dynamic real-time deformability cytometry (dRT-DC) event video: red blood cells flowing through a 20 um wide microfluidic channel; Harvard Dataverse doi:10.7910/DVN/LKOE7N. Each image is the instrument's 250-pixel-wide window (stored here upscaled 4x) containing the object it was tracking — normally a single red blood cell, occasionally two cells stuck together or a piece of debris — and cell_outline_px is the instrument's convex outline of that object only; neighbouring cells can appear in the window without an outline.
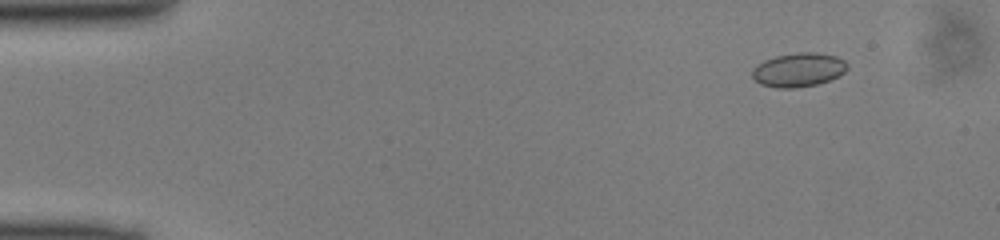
{"species": "common noctule bat (a hibernating species)", "species_latin": "Nyctalus noctula", "temperature_condition": "cold", "stored_images_in_passage": 46, "camera_frame_rate_fps": 3000, "um_per_image_px": 0.085, "animal": {"sex": "male", "body_mass_g": 13.0, "forearm_length_mm": 53.1}, "frame": {"image": 1, "passage_image": 2, "time_ms": 0.333, "image_size_px": [1000, 240], "cell_outline_px": [[848, 68], [844, 72], [828, 80], [816, 84], [796, 88], [776, 88], [760, 84], [752, 76], [752, 68], [764, 60], [776, 56], [796, 52], [816, 52], [836, 56], [844, 60], [848, 64]], "centroid_in_image_um": [67.86, 5.93], "position_along_channel_um": 17.1, "area_um2": 18.79}}
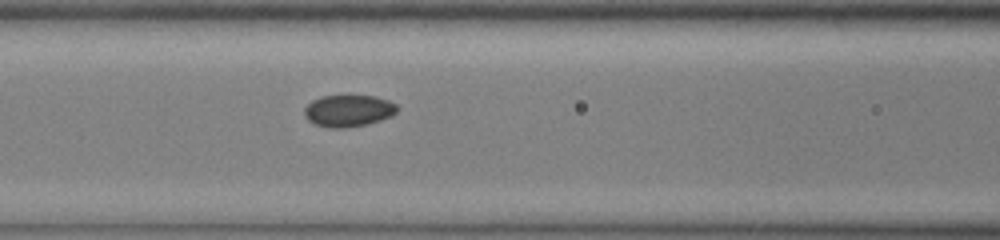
{"frame": {"image": 2, "passage_image": 18, "time_ms": 5.667, "image_size_px": [1000, 240], "cell_outline_px": [[396, 112], [392, 116], [368, 124], [344, 128], [332, 128], [316, 124], [308, 120], [304, 116], [304, 108], [312, 100], [320, 96], [376, 96], [388, 100], [396, 104]], "centroid_in_image_um": [29.6, 9.41], "position_along_channel_um": 137.0, "area_um2": 17.17}}
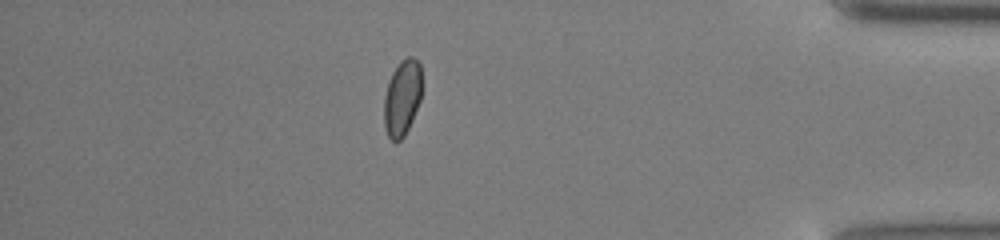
{"frame": {"image": 3, "passage_image": 40, "time_ms": 13.0, "image_size_px": [1000, 240], "cell_outline_px": [[420, 100], [412, 120], [404, 136], [400, 140], [392, 140], [388, 136], [384, 128], [384, 96], [392, 72], [400, 60], [408, 56], [412, 56], [420, 64]], "centroid_in_image_um": [34.16, 8.31], "position_along_channel_um": 401.0, "area_um2": 16.53}}